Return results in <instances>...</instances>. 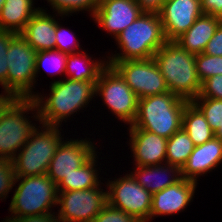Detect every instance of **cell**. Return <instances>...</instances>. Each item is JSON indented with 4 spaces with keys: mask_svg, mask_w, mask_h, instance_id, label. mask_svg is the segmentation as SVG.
<instances>
[{
    "mask_svg": "<svg viewBox=\"0 0 222 222\" xmlns=\"http://www.w3.org/2000/svg\"><path fill=\"white\" fill-rule=\"evenodd\" d=\"M50 93L33 97L39 113V124L59 126L79 110H84L96 93V82L58 79L51 82ZM86 105V106H85ZM67 118V119H66ZM66 119V120H65Z\"/></svg>",
    "mask_w": 222,
    "mask_h": 222,
    "instance_id": "6da1fadb",
    "label": "cell"
},
{
    "mask_svg": "<svg viewBox=\"0 0 222 222\" xmlns=\"http://www.w3.org/2000/svg\"><path fill=\"white\" fill-rule=\"evenodd\" d=\"M153 58L171 93L189 102L200 95L202 83L197 75L196 55L174 41H167Z\"/></svg>",
    "mask_w": 222,
    "mask_h": 222,
    "instance_id": "7a4b0ae2",
    "label": "cell"
},
{
    "mask_svg": "<svg viewBox=\"0 0 222 222\" xmlns=\"http://www.w3.org/2000/svg\"><path fill=\"white\" fill-rule=\"evenodd\" d=\"M120 53L106 56V61L153 58L166 42L159 14L145 13L124 29L116 38Z\"/></svg>",
    "mask_w": 222,
    "mask_h": 222,
    "instance_id": "3957f363",
    "label": "cell"
},
{
    "mask_svg": "<svg viewBox=\"0 0 222 222\" xmlns=\"http://www.w3.org/2000/svg\"><path fill=\"white\" fill-rule=\"evenodd\" d=\"M188 103L170 91L140 98L129 129L147 130L168 139L182 128V115Z\"/></svg>",
    "mask_w": 222,
    "mask_h": 222,
    "instance_id": "277c9868",
    "label": "cell"
},
{
    "mask_svg": "<svg viewBox=\"0 0 222 222\" xmlns=\"http://www.w3.org/2000/svg\"><path fill=\"white\" fill-rule=\"evenodd\" d=\"M30 111L33 114L31 118L39 121L37 105L33 98H15L1 113L0 158L12 161L29 140L30 134L37 127V124H33L29 119L30 116H26Z\"/></svg>",
    "mask_w": 222,
    "mask_h": 222,
    "instance_id": "5b68a950",
    "label": "cell"
},
{
    "mask_svg": "<svg viewBox=\"0 0 222 222\" xmlns=\"http://www.w3.org/2000/svg\"><path fill=\"white\" fill-rule=\"evenodd\" d=\"M61 134L59 126L41 125L40 127L39 124L12 160L15 176L47 174L50 161L64 139Z\"/></svg>",
    "mask_w": 222,
    "mask_h": 222,
    "instance_id": "8992f818",
    "label": "cell"
},
{
    "mask_svg": "<svg viewBox=\"0 0 222 222\" xmlns=\"http://www.w3.org/2000/svg\"><path fill=\"white\" fill-rule=\"evenodd\" d=\"M20 181V182H19ZM19 182V183H18ZM14 191L9 211L11 216L26 217L52 212L57 205V185L47 176H15Z\"/></svg>",
    "mask_w": 222,
    "mask_h": 222,
    "instance_id": "52a82bcc",
    "label": "cell"
},
{
    "mask_svg": "<svg viewBox=\"0 0 222 222\" xmlns=\"http://www.w3.org/2000/svg\"><path fill=\"white\" fill-rule=\"evenodd\" d=\"M35 51L26 40L17 33L10 41L7 57V92L15 98H33L36 93ZM33 90V91H32Z\"/></svg>",
    "mask_w": 222,
    "mask_h": 222,
    "instance_id": "ba28073f",
    "label": "cell"
},
{
    "mask_svg": "<svg viewBox=\"0 0 222 222\" xmlns=\"http://www.w3.org/2000/svg\"><path fill=\"white\" fill-rule=\"evenodd\" d=\"M95 95L101 96L103 104H106L116 119L132 125L137 115L139 98L112 66L107 65L101 71Z\"/></svg>",
    "mask_w": 222,
    "mask_h": 222,
    "instance_id": "9c48e42d",
    "label": "cell"
},
{
    "mask_svg": "<svg viewBox=\"0 0 222 222\" xmlns=\"http://www.w3.org/2000/svg\"><path fill=\"white\" fill-rule=\"evenodd\" d=\"M107 65L112 66L121 75L139 99L169 92L154 58L107 61Z\"/></svg>",
    "mask_w": 222,
    "mask_h": 222,
    "instance_id": "30bf717a",
    "label": "cell"
},
{
    "mask_svg": "<svg viewBox=\"0 0 222 222\" xmlns=\"http://www.w3.org/2000/svg\"><path fill=\"white\" fill-rule=\"evenodd\" d=\"M107 202L134 216L140 222H151L152 194L143 188L131 173L108 179Z\"/></svg>",
    "mask_w": 222,
    "mask_h": 222,
    "instance_id": "8fae6325",
    "label": "cell"
},
{
    "mask_svg": "<svg viewBox=\"0 0 222 222\" xmlns=\"http://www.w3.org/2000/svg\"><path fill=\"white\" fill-rule=\"evenodd\" d=\"M107 203V190L100 187L58 192L56 213L60 222H92Z\"/></svg>",
    "mask_w": 222,
    "mask_h": 222,
    "instance_id": "7c38bea8",
    "label": "cell"
},
{
    "mask_svg": "<svg viewBox=\"0 0 222 222\" xmlns=\"http://www.w3.org/2000/svg\"><path fill=\"white\" fill-rule=\"evenodd\" d=\"M62 140L50 161L47 176L58 185L66 176L84 165L95 153L94 142L83 139Z\"/></svg>",
    "mask_w": 222,
    "mask_h": 222,
    "instance_id": "4fadbf2b",
    "label": "cell"
},
{
    "mask_svg": "<svg viewBox=\"0 0 222 222\" xmlns=\"http://www.w3.org/2000/svg\"><path fill=\"white\" fill-rule=\"evenodd\" d=\"M142 13L137 0H99L92 20L115 39Z\"/></svg>",
    "mask_w": 222,
    "mask_h": 222,
    "instance_id": "5bb4252c",
    "label": "cell"
},
{
    "mask_svg": "<svg viewBox=\"0 0 222 222\" xmlns=\"http://www.w3.org/2000/svg\"><path fill=\"white\" fill-rule=\"evenodd\" d=\"M203 14L200 0H165L159 13L167 41H175Z\"/></svg>",
    "mask_w": 222,
    "mask_h": 222,
    "instance_id": "9a60e30c",
    "label": "cell"
},
{
    "mask_svg": "<svg viewBox=\"0 0 222 222\" xmlns=\"http://www.w3.org/2000/svg\"><path fill=\"white\" fill-rule=\"evenodd\" d=\"M198 182L181 178L165 189L152 194L150 220L153 217L177 214L192 202Z\"/></svg>",
    "mask_w": 222,
    "mask_h": 222,
    "instance_id": "2e32d148",
    "label": "cell"
},
{
    "mask_svg": "<svg viewBox=\"0 0 222 222\" xmlns=\"http://www.w3.org/2000/svg\"><path fill=\"white\" fill-rule=\"evenodd\" d=\"M135 166L166 163L167 138L143 129H128Z\"/></svg>",
    "mask_w": 222,
    "mask_h": 222,
    "instance_id": "e0dca14e",
    "label": "cell"
},
{
    "mask_svg": "<svg viewBox=\"0 0 222 222\" xmlns=\"http://www.w3.org/2000/svg\"><path fill=\"white\" fill-rule=\"evenodd\" d=\"M222 162V141L216 137L202 145L194 146L193 152L181 169V178L198 181L199 176L210 173Z\"/></svg>",
    "mask_w": 222,
    "mask_h": 222,
    "instance_id": "ac0fdd59",
    "label": "cell"
},
{
    "mask_svg": "<svg viewBox=\"0 0 222 222\" xmlns=\"http://www.w3.org/2000/svg\"><path fill=\"white\" fill-rule=\"evenodd\" d=\"M56 16L47 13L46 9L40 8L27 22L20 35L37 52L55 49L56 44V19L64 16L55 13Z\"/></svg>",
    "mask_w": 222,
    "mask_h": 222,
    "instance_id": "d6986e66",
    "label": "cell"
},
{
    "mask_svg": "<svg viewBox=\"0 0 222 222\" xmlns=\"http://www.w3.org/2000/svg\"><path fill=\"white\" fill-rule=\"evenodd\" d=\"M221 23V17L202 14L174 42L194 55L201 54Z\"/></svg>",
    "mask_w": 222,
    "mask_h": 222,
    "instance_id": "ffe728a7",
    "label": "cell"
},
{
    "mask_svg": "<svg viewBox=\"0 0 222 222\" xmlns=\"http://www.w3.org/2000/svg\"><path fill=\"white\" fill-rule=\"evenodd\" d=\"M130 173L137 183L151 194L161 191L181 179V170L177 166L168 163L153 166H136Z\"/></svg>",
    "mask_w": 222,
    "mask_h": 222,
    "instance_id": "44dd1931",
    "label": "cell"
},
{
    "mask_svg": "<svg viewBox=\"0 0 222 222\" xmlns=\"http://www.w3.org/2000/svg\"><path fill=\"white\" fill-rule=\"evenodd\" d=\"M41 7L34 0H5L0 13V30L20 33Z\"/></svg>",
    "mask_w": 222,
    "mask_h": 222,
    "instance_id": "7402d4cb",
    "label": "cell"
},
{
    "mask_svg": "<svg viewBox=\"0 0 222 222\" xmlns=\"http://www.w3.org/2000/svg\"><path fill=\"white\" fill-rule=\"evenodd\" d=\"M82 64V67H81ZM107 66V61L93 60L83 50L68 54L65 68L66 79L77 81L97 82L101 71ZM84 67V68H83Z\"/></svg>",
    "mask_w": 222,
    "mask_h": 222,
    "instance_id": "603a6c76",
    "label": "cell"
},
{
    "mask_svg": "<svg viewBox=\"0 0 222 222\" xmlns=\"http://www.w3.org/2000/svg\"><path fill=\"white\" fill-rule=\"evenodd\" d=\"M97 152L80 168L74 170L69 176H66L58 185L57 191H72V190H84L89 188H96L100 186L101 180H99V171L97 170L96 163Z\"/></svg>",
    "mask_w": 222,
    "mask_h": 222,
    "instance_id": "cb8c5ba5",
    "label": "cell"
},
{
    "mask_svg": "<svg viewBox=\"0 0 222 222\" xmlns=\"http://www.w3.org/2000/svg\"><path fill=\"white\" fill-rule=\"evenodd\" d=\"M182 128L194 146L202 145L215 137V133L210 128L205 116L192 102H189L183 111Z\"/></svg>",
    "mask_w": 222,
    "mask_h": 222,
    "instance_id": "d4e9b609",
    "label": "cell"
},
{
    "mask_svg": "<svg viewBox=\"0 0 222 222\" xmlns=\"http://www.w3.org/2000/svg\"><path fill=\"white\" fill-rule=\"evenodd\" d=\"M194 144L183 128L167 139L166 163L180 170L193 152Z\"/></svg>",
    "mask_w": 222,
    "mask_h": 222,
    "instance_id": "484cf974",
    "label": "cell"
},
{
    "mask_svg": "<svg viewBox=\"0 0 222 222\" xmlns=\"http://www.w3.org/2000/svg\"><path fill=\"white\" fill-rule=\"evenodd\" d=\"M68 54L58 51L57 49L44 50L39 51L36 54V62H35V74L36 78L39 77L41 68H45V71L48 72L49 75L58 76L59 74H63L65 76V68ZM50 70H49V66ZM48 68V69H46ZM53 70V71H52ZM55 70V71H54ZM52 72V73H51ZM55 72V74H54Z\"/></svg>",
    "mask_w": 222,
    "mask_h": 222,
    "instance_id": "4316f807",
    "label": "cell"
},
{
    "mask_svg": "<svg viewBox=\"0 0 222 222\" xmlns=\"http://www.w3.org/2000/svg\"><path fill=\"white\" fill-rule=\"evenodd\" d=\"M192 103L202 112L215 133L222 126V100L197 97Z\"/></svg>",
    "mask_w": 222,
    "mask_h": 222,
    "instance_id": "83f0119b",
    "label": "cell"
},
{
    "mask_svg": "<svg viewBox=\"0 0 222 222\" xmlns=\"http://www.w3.org/2000/svg\"><path fill=\"white\" fill-rule=\"evenodd\" d=\"M53 11L63 16L72 15L77 11H88L92 17L98 7L99 0H46Z\"/></svg>",
    "mask_w": 222,
    "mask_h": 222,
    "instance_id": "f1b7e54d",
    "label": "cell"
},
{
    "mask_svg": "<svg viewBox=\"0 0 222 222\" xmlns=\"http://www.w3.org/2000/svg\"><path fill=\"white\" fill-rule=\"evenodd\" d=\"M197 75L201 83L206 79L222 74V56L197 54L195 58Z\"/></svg>",
    "mask_w": 222,
    "mask_h": 222,
    "instance_id": "f546056e",
    "label": "cell"
},
{
    "mask_svg": "<svg viewBox=\"0 0 222 222\" xmlns=\"http://www.w3.org/2000/svg\"><path fill=\"white\" fill-rule=\"evenodd\" d=\"M72 33L73 32L70 31L69 29L67 30L66 28H64L62 24H59V21L57 20L56 33H55L56 34L55 49L67 54L80 52L82 47H80L81 45L79 41H77L78 39H75L76 38L75 33H73V35Z\"/></svg>",
    "mask_w": 222,
    "mask_h": 222,
    "instance_id": "4dcf8cb0",
    "label": "cell"
},
{
    "mask_svg": "<svg viewBox=\"0 0 222 222\" xmlns=\"http://www.w3.org/2000/svg\"><path fill=\"white\" fill-rule=\"evenodd\" d=\"M17 33L13 31H5L0 30V85L3 87L2 89L7 92V74H8V66H7V51L8 46L11 39Z\"/></svg>",
    "mask_w": 222,
    "mask_h": 222,
    "instance_id": "1f68e13d",
    "label": "cell"
},
{
    "mask_svg": "<svg viewBox=\"0 0 222 222\" xmlns=\"http://www.w3.org/2000/svg\"><path fill=\"white\" fill-rule=\"evenodd\" d=\"M15 172L12 161L0 158V200L6 199L13 189Z\"/></svg>",
    "mask_w": 222,
    "mask_h": 222,
    "instance_id": "d6a6232c",
    "label": "cell"
},
{
    "mask_svg": "<svg viewBox=\"0 0 222 222\" xmlns=\"http://www.w3.org/2000/svg\"><path fill=\"white\" fill-rule=\"evenodd\" d=\"M92 222H140L134 216L120 210L108 202Z\"/></svg>",
    "mask_w": 222,
    "mask_h": 222,
    "instance_id": "836d02e7",
    "label": "cell"
},
{
    "mask_svg": "<svg viewBox=\"0 0 222 222\" xmlns=\"http://www.w3.org/2000/svg\"><path fill=\"white\" fill-rule=\"evenodd\" d=\"M197 97L222 100V74L206 79L202 83L200 95Z\"/></svg>",
    "mask_w": 222,
    "mask_h": 222,
    "instance_id": "e575fe53",
    "label": "cell"
},
{
    "mask_svg": "<svg viewBox=\"0 0 222 222\" xmlns=\"http://www.w3.org/2000/svg\"><path fill=\"white\" fill-rule=\"evenodd\" d=\"M203 53L211 56H222V23L206 45Z\"/></svg>",
    "mask_w": 222,
    "mask_h": 222,
    "instance_id": "d590c367",
    "label": "cell"
},
{
    "mask_svg": "<svg viewBox=\"0 0 222 222\" xmlns=\"http://www.w3.org/2000/svg\"><path fill=\"white\" fill-rule=\"evenodd\" d=\"M4 220L1 222H60L56 216V213H47L26 217L6 216Z\"/></svg>",
    "mask_w": 222,
    "mask_h": 222,
    "instance_id": "8d00e7d4",
    "label": "cell"
},
{
    "mask_svg": "<svg viewBox=\"0 0 222 222\" xmlns=\"http://www.w3.org/2000/svg\"><path fill=\"white\" fill-rule=\"evenodd\" d=\"M203 14L222 18V0H200Z\"/></svg>",
    "mask_w": 222,
    "mask_h": 222,
    "instance_id": "74e56055",
    "label": "cell"
},
{
    "mask_svg": "<svg viewBox=\"0 0 222 222\" xmlns=\"http://www.w3.org/2000/svg\"><path fill=\"white\" fill-rule=\"evenodd\" d=\"M142 12L159 14L165 0H137Z\"/></svg>",
    "mask_w": 222,
    "mask_h": 222,
    "instance_id": "f35d334b",
    "label": "cell"
},
{
    "mask_svg": "<svg viewBox=\"0 0 222 222\" xmlns=\"http://www.w3.org/2000/svg\"><path fill=\"white\" fill-rule=\"evenodd\" d=\"M3 92V94H0V115L5 110V108L15 99L12 94L5 91Z\"/></svg>",
    "mask_w": 222,
    "mask_h": 222,
    "instance_id": "ab89813d",
    "label": "cell"
},
{
    "mask_svg": "<svg viewBox=\"0 0 222 222\" xmlns=\"http://www.w3.org/2000/svg\"><path fill=\"white\" fill-rule=\"evenodd\" d=\"M215 137L222 141V126L215 132Z\"/></svg>",
    "mask_w": 222,
    "mask_h": 222,
    "instance_id": "60d3db41",
    "label": "cell"
},
{
    "mask_svg": "<svg viewBox=\"0 0 222 222\" xmlns=\"http://www.w3.org/2000/svg\"><path fill=\"white\" fill-rule=\"evenodd\" d=\"M4 2H5V0H0V13H1L2 7L4 5Z\"/></svg>",
    "mask_w": 222,
    "mask_h": 222,
    "instance_id": "b9f144b4",
    "label": "cell"
}]
</instances>
